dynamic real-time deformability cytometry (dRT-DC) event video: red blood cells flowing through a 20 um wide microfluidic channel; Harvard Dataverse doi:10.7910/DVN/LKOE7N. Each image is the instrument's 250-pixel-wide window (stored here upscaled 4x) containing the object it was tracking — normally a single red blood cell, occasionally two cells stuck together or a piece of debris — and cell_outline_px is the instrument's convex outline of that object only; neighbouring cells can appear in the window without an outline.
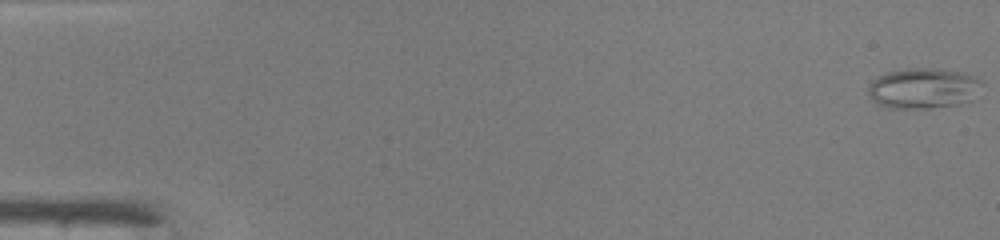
{"species": "common noctule bat (a hibernating species)", "species_latin": "Nyctalus noctula", "temperature_condition": "warm", "stored_images_in_passage": 48, "camera_frame_rate_fps": 3000, "um_per_image_px": 0.085, "animal": {"sex": "male", "body_mass_g": 19.0, "forearm_length_mm": 50.8}, "frame": {"image": 1, "passage_image": 1, "time_ms": 0.0, "image_size_px": [1000, 240], "cell_outline_px": [[984, 84], [972, 100], [956, 104], [932, 108], [892, 108], [880, 104], [872, 100], [868, 92], [868, 88], [872, 80], [888, 72], [908, 68], [932, 68], [960, 72], [976, 76]], "centroid_in_image_um": [78.51, 7.5], "position_along_channel_um": 6.5, "area_um2": 26.76}}
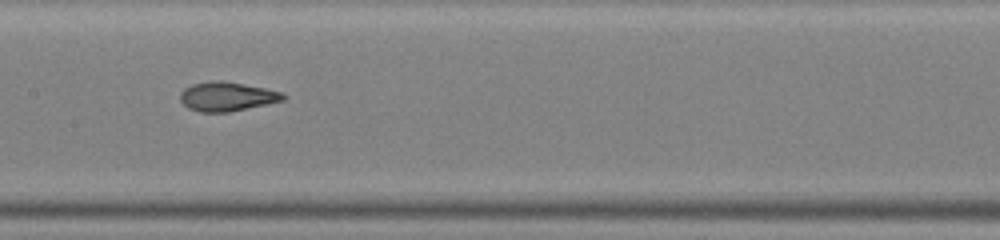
{"frame": {"image": 2, "passage_image": 25, "time_ms": 8.0, "image_size_px": [1000, 240], "cell_outline_px": [[288, 96], [284, 100], [228, 112], [200, 112], [188, 108], [180, 100], [180, 92], [184, 88], [192, 84], [212, 80], [220, 80], [264, 88], [280, 92]], "centroid_in_image_um": [19.25, 8.2], "position_along_channel_um": 188.1, "area_um2": 17.34}}
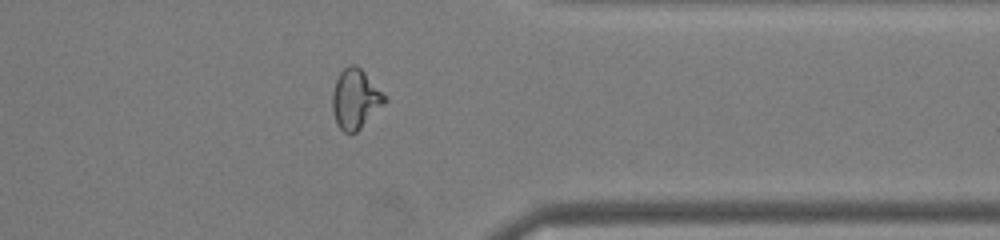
{"frame": {"image": 3, "passage_image": 39, "time_ms": 12.667, "image_size_px": [1000, 240], "cell_outline_px": [[388, 100], [356, 132], [344, 132], [336, 124], [332, 112], [332, 92], [336, 80], [340, 72], [348, 64], [356, 64], [388, 96]], "centroid_in_image_um": [30.21, 8.39], "position_along_channel_um": 381.2, "area_um2": 18.26}, "authors_computed_cell_mechanics": {"area_um2": 18.4093, "velocity_mm_per_s": 4.2776, "shape_relaxation_time_tau1_ms": 8.1561, "shape_relaxation_time_tau2_ms": 1.1212, "deformation_change_tau1": 0.2855, "deformation_change_tau2": 0.0795}}